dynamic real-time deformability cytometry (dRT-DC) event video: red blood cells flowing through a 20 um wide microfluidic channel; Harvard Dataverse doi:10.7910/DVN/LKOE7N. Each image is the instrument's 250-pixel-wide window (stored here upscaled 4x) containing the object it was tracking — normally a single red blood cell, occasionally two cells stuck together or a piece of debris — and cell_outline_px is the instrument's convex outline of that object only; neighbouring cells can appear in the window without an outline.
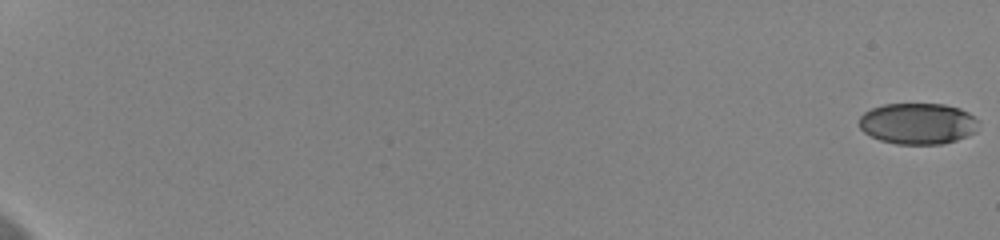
{"species": "human", "species_latin": "Homo sapiens", "temperature_condition": "cold", "stored_images_in_passage": 60, "camera_frame_rate_fps": 3000, "um_per_image_px": 0.085, "donor": {"sex": "female"}, "frame": {"image": 1, "passage_image": 1, "time_ms": 0.0, "image_size_px": [1000, 240], "cell_outline_px": [[980, 120], [976, 132], [968, 136], [956, 140], [940, 144], [896, 144], [880, 140], [864, 132], [860, 128], [860, 116], [864, 112], [872, 108], [884, 104], [944, 104], [960, 108], [968, 112]], "centroid_in_image_um": [78.05, 10.5], "position_along_channel_um": 6.9, "area_um2": 28.84}}
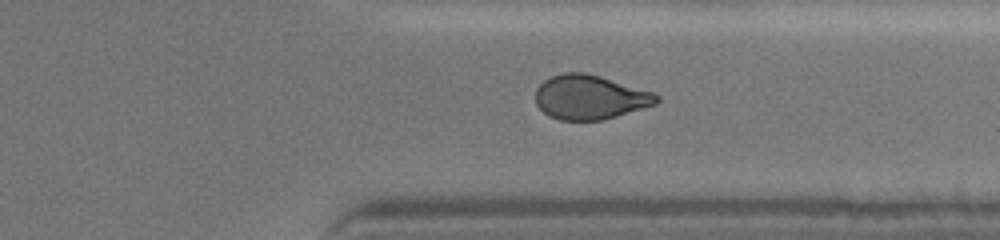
{"frame": {"image": 2, "passage_image": 49, "time_ms": 16.0, "image_size_px": [1000, 240], "cell_outline_px": [[660, 100], [656, 104], [616, 116], [600, 120], [560, 120], [548, 116], [536, 104], [536, 88], [544, 80], [552, 76], [564, 72], [584, 72], [600, 76], [656, 92], [660, 96]], "centroid_in_image_um": [50.16, 8.25], "position_along_channel_um": 361.2, "area_um2": 31.39}}
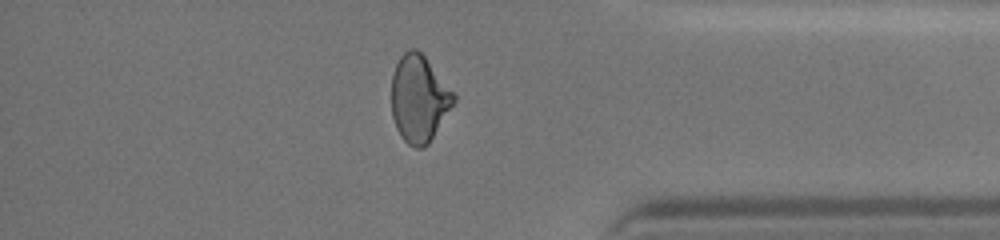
{"frame": {"image": 3, "passage_image": 53, "time_ms": 17.333, "image_size_px": [1000, 240], "cell_outline_px": [[456, 100], [428, 144], [424, 148], [416, 148], [408, 144], [400, 136], [396, 128], [392, 116], [392, 76], [396, 64], [400, 56], [404, 52], [412, 48], [416, 48], [424, 56], [456, 96]], "centroid_in_image_um": [35.59, 8.4], "position_along_channel_um": 399.6, "area_um2": 31.15}, "authors_computed_cell_mechanics": {"area_um2": 31.4432, "velocity_mm_per_s": 3.6651, "shape_relaxation_time_tau1_ms": 8.831, "shape_relaxation_time_tau2_ms": 2.1336, "deformation_change_tau1": 0.1925, "deformation_change_tau2": 0.0709}}